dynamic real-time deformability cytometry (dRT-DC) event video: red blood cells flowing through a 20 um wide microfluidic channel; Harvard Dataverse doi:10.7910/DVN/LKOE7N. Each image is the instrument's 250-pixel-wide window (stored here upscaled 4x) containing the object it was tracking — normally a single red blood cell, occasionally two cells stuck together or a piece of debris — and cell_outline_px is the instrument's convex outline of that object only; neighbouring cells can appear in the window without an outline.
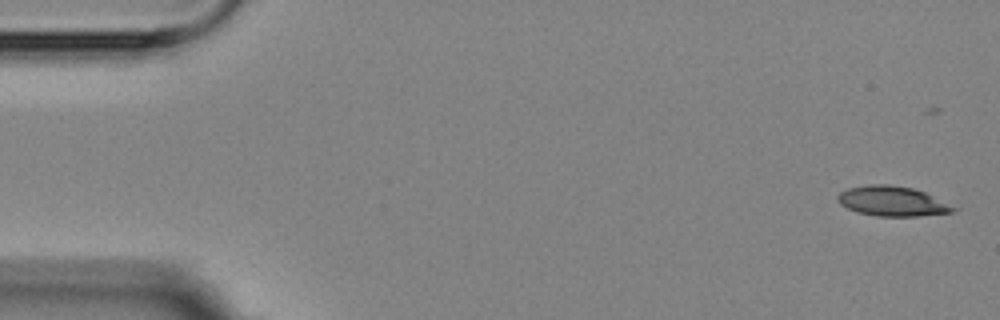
{"species": "Egyptian fruit bat (a non-hibernating species)", "species_latin": "Rousettus aegyptiacus", "temperature_condition": "room temperature", "stored_images_in_passage": 5, "segment_of_instrument_passage": [2, 2], "camera_frame_rate_fps": 3000, "um_per_image_px": 0.085, "animal": {"sex": "female"}, "frame": {"image": 1, "passage_image": 5, "time_ms": 8.0, "image_size_px": [1000, 320], "cell_outline_px": [[960, 208], [952, 212], [916, 216], [876, 216], [856, 212], [840, 204], [836, 200], [836, 196], [840, 192], [848, 188], [868, 184], [888, 184], [912, 188], [924, 192]], "centroid_in_image_um": [75.83, 17.1], "position_along_channel_um": 9.2, "area_um2": 20.23}}